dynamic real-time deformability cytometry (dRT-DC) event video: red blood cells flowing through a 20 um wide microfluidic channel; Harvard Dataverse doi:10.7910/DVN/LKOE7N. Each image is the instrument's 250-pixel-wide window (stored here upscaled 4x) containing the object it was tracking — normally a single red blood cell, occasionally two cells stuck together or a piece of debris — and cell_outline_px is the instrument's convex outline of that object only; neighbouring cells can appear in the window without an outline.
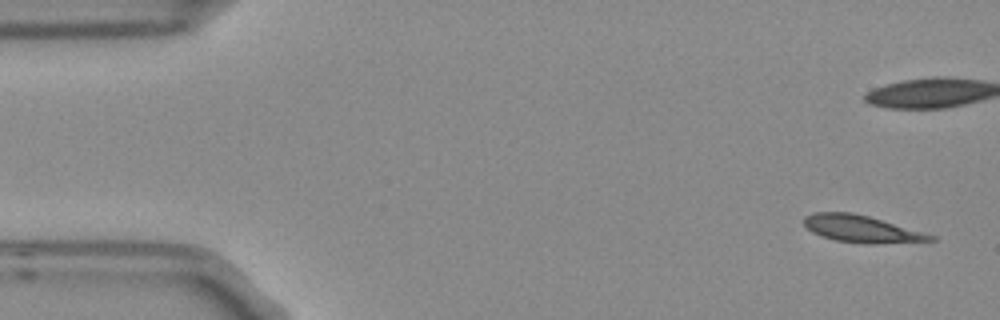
{"species": "Egyptian fruit bat (a non-hibernating species)", "species_latin": "Rousettus aegyptiacus", "temperature_condition": "room temperature", "stored_images_in_passage": 4, "camera_frame_rate_fps": 3000, "um_per_image_px": 0.085, "frame": {"image": 1, "passage_image": 1, "time_ms": 0.0, "image_size_px": [1000, 320], "cell_outline_px": [[936, 240], [836, 240], [820, 236], [812, 232], [804, 224], [804, 216], [812, 212], [852, 212], [868, 216], [936, 236]], "centroid_in_image_um": [73.04, 19.36], "position_along_channel_um": 12.0, "area_um2": 18.21}}